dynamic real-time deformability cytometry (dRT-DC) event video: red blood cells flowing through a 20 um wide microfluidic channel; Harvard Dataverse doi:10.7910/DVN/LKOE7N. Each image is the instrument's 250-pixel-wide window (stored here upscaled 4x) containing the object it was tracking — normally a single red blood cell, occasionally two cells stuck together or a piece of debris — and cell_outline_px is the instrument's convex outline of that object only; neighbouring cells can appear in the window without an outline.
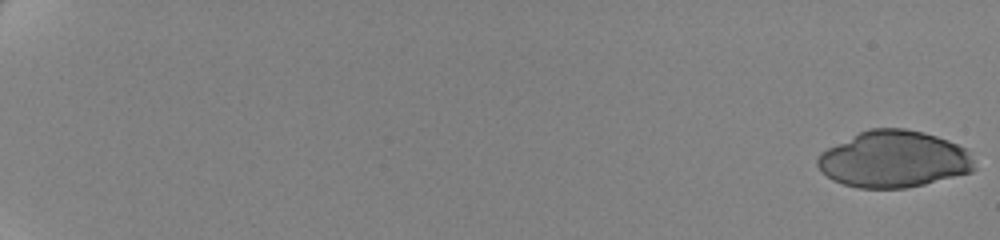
{"species": "human", "species_latin": "Homo sapiens", "temperature_condition": "cold", "stored_images_in_passage": 31, "camera_frame_rate_fps": 3000, "um_per_image_px": 0.085, "donor": {"sex": "female"}, "frame": {"image": 1, "passage_image": 1, "time_ms": 0.0, "image_size_px": [1000, 240], "cell_outline_px": [[976, 168], [972, 172], [908, 188], [860, 188], [844, 184], [832, 180], [816, 164], [816, 160], [820, 152], [868, 128], [904, 128], [924, 132], [948, 140], [968, 148]], "centroid_in_image_um": [76.0, 13.53], "position_along_channel_um": 9.0, "area_um2": 51.85}}
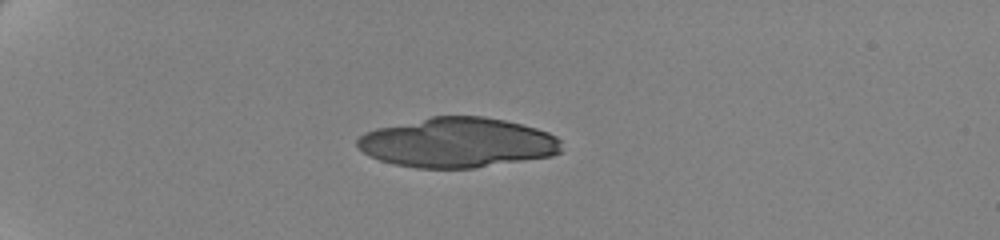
{"frame": {"image": 2, "passage_image": 19, "time_ms": 6.0, "image_size_px": [1000, 240], "cell_outline_px": [[560, 152], [552, 156], [472, 168], [416, 168], [396, 164], [380, 160], [364, 152], [356, 144], [356, 140], [364, 132], [376, 128], [432, 116], [484, 116], [504, 120], [536, 128], [548, 132], [556, 136], [560, 140]], "centroid_in_image_um": [38.88, 12.12], "position_along_channel_um": 46.1, "area_um2": 59.01}}